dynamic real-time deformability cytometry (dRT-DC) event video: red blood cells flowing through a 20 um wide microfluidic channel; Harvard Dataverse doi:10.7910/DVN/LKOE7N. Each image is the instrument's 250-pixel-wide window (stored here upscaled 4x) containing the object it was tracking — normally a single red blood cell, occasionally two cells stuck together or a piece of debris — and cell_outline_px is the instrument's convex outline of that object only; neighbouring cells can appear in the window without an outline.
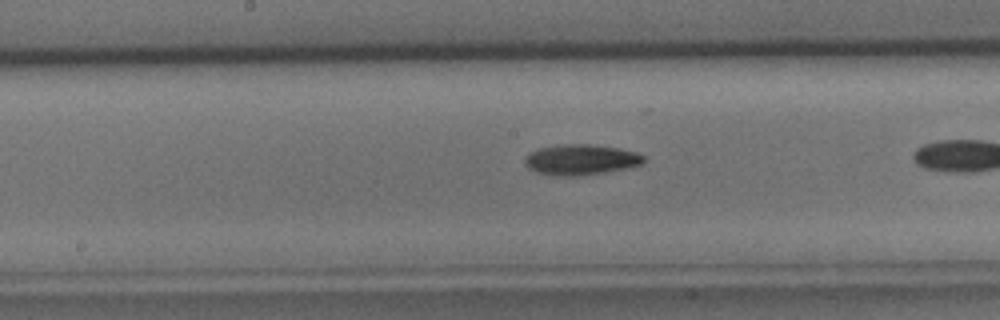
{"species": "common noctule bat (a hibernating species)", "species_latin": "Nyctalus noctula", "temperature_condition": "cold", "stored_images_in_passage": 32, "camera_frame_rate_fps": 3000, "um_per_image_px": 0.085, "animal": {"sex": "male", "body_mass_g": 15.6}, "frame": {"image": 1, "passage_image": 20, "time_ms": 6.333, "image_size_px": [1000, 320], "cell_outline_px": [[644, 160], [640, 164], [624, 168], [604, 172], [580, 176], [556, 176], [536, 172], [528, 168], [524, 164], [524, 160], [528, 152], [540, 148], [560, 144], [592, 144], [620, 148], [636, 152], [644, 156]], "centroid_in_image_um": [49.32, 13.56], "position_along_channel_um": 198.9, "area_um2": 21.21}}